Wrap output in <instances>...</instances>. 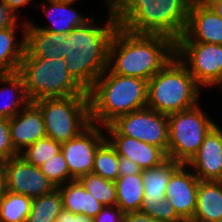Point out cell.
Here are the masks:
<instances>
[{"mask_svg": "<svg viewBox=\"0 0 222 222\" xmlns=\"http://www.w3.org/2000/svg\"><path fill=\"white\" fill-rule=\"evenodd\" d=\"M175 56V42L162 35L136 34L118 27L109 45L108 69L149 81Z\"/></svg>", "mask_w": 222, "mask_h": 222, "instance_id": "6da1fadb", "label": "cell"}, {"mask_svg": "<svg viewBox=\"0 0 222 222\" xmlns=\"http://www.w3.org/2000/svg\"><path fill=\"white\" fill-rule=\"evenodd\" d=\"M104 27L94 18L85 25L73 28L64 40L62 56L69 74L88 91L108 68L109 45L118 26L116 16L108 14Z\"/></svg>", "mask_w": 222, "mask_h": 222, "instance_id": "7a4b0ae2", "label": "cell"}, {"mask_svg": "<svg viewBox=\"0 0 222 222\" xmlns=\"http://www.w3.org/2000/svg\"><path fill=\"white\" fill-rule=\"evenodd\" d=\"M87 92L90 121L104 127L121 115L147 107L148 81L107 68Z\"/></svg>", "mask_w": 222, "mask_h": 222, "instance_id": "3957f363", "label": "cell"}, {"mask_svg": "<svg viewBox=\"0 0 222 222\" xmlns=\"http://www.w3.org/2000/svg\"><path fill=\"white\" fill-rule=\"evenodd\" d=\"M188 12L183 0H132L116 18L128 32L162 35L176 42L185 31Z\"/></svg>", "mask_w": 222, "mask_h": 222, "instance_id": "277c9868", "label": "cell"}, {"mask_svg": "<svg viewBox=\"0 0 222 222\" xmlns=\"http://www.w3.org/2000/svg\"><path fill=\"white\" fill-rule=\"evenodd\" d=\"M202 88L175 55L148 81L147 107L169 115L198 104Z\"/></svg>", "mask_w": 222, "mask_h": 222, "instance_id": "5b68a950", "label": "cell"}, {"mask_svg": "<svg viewBox=\"0 0 222 222\" xmlns=\"http://www.w3.org/2000/svg\"><path fill=\"white\" fill-rule=\"evenodd\" d=\"M30 102L46 98L88 95L69 74L63 56L30 58L25 52L17 72Z\"/></svg>", "mask_w": 222, "mask_h": 222, "instance_id": "8992f818", "label": "cell"}, {"mask_svg": "<svg viewBox=\"0 0 222 222\" xmlns=\"http://www.w3.org/2000/svg\"><path fill=\"white\" fill-rule=\"evenodd\" d=\"M33 103L42 113L47 137L61 144L77 137L91 124L88 95L46 98Z\"/></svg>", "mask_w": 222, "mask_h": 222, "instance_id": "52a82bcc", "label": "cell"}, {"mask_svg": "<svg viewBox=\"0 0 222 222\" xmlns=\"http://www.w3.org/2000/svg\"><path fill=\"white\" fill-rule=\"evenodd\" d=\"M199 106L197 104L190 109L167 115L168 159L187 165L198 152L206 135L216 125Z\"/></svg>", "mask_w": 222, "mask_h": 222, "instance_id": "ba28073f", "label": "cell"}, {"mask_svg": "<svg viewBox=\"0 0 222 222\" xmlns=\"http://www.w3.org/2000/svg\"><path fill=\"white\" fill-rule=\"evenodd\" d=\"M102 128L108 135H125L168 152V117L148 107L121 115Z\"/></svg>", "mask_w": 222, "mask_h": 222, "instance_id": "9c48e42d", "label": "cell"}, {"mask_svg": "<svg viewBox=\"0 0 222 222\" xmlns=\"http://www.w3.org/2000/svg\"><path fill=\"white\" fill-rule=\"evenodd\" d=\"M175 55L201 87L222 84V45L175 42Z\"/></svg>", "mask_w": 222, "mask_h": 222, "instance_id": "30bf717a", "label": "cell"}, {"mask_svg": "<svg viewBox=\"0 0 222 222\" xmlns=\"http://www.w3.org/2000/svg\"><path fill=\"white\" fill-rule=\"evenodd\" d=\"M100 125L90 124L77 137L61 144V151L66 159L70 175L74 179L89 174L98 147L106 140Z\"/></svg>", "mask_w": 222, "mask_h": 222, "instance_id": "8fae6325", "label": "cell"}, {"mask_svg": "<svg viewBox=\"0 0 222 222\" xmlns=\"http://www.w3.org/2000/svg\"><path fill=\"white\" fill-rule=\"evenodd\" d=\"M6 182L7 191L32 199L57 189L40 168L27 163L19 155L6 161Z\"/></svg>", "mask_w": 222, "mask_h": 222, "instance_id": "7c38bea8", "label": "cell"}, {"mask_svg": "<svg viewBox=\"0 0 222 222\" xmlns=\"http://www.w3.org/2000/svg\"><path fill=\"white\" fill-rule=\"evenodd\" d=\"M199 181L185 164H182L169 179L165 199L171 203L184 222H191L193 219Z\"/></svg>", "mask_w": 222, "mask_h": 222, "instance_id": "4fadbf2b", "label": "cell"}, {"mask_svg": "<svg viewBox=\"0 0 222 222\" xmlns=\"http://www.w3.org/2000/svg\"><path fill=\"white\" fill-rule=\"evenodd\" d=\"M176 42H200L222 45V19L204 5L189 7L183 35Z\"/></svg>", "mask_w": 222, "mask_h": 222, "instance_id": "5bb4252c", "label": "cell"}, {"mask_svg": "<svg viewBox=\"0 0 222 222\" xmlns=\"http://www.w3.org/2000/svg\"><path fill=\"white\" fill-rule=\"evenodd\" d=\"M199 180L222 181V128L216 124L187 164Z\"/></svg>", "mask_w": 222, "mask_h": 222, "instance_id": "9a60e30c", "label": "cell"}, {"mask_svg": "<svg viewBox=\"0 0 222 222\" xmlns=\"http://www.w3.org/2000/svg\"><path fill=\"white\" fill-rule=\"evenodd\" d=\"M9 127L13 148L18 153L47 137L42 113L33 102L9 119Z\"/></svg>", "mask_w": 222, "mask_h": 222, "instance_id": "2e32d148", "label": "cell"}, {"mask_svg": "<svg viewBox=\"0 0 222 222\" xmlns=\"http://www.w3.org/2000/svg\"><path fill=\"white\" fill-rule=\"evenodd\" d=\"M181 165L172 159H167L157 167L142 170L144 194L141 212L157 220L158 203L165 198L169 179Z\"/></svg>", "mask_w": 222, "mask_h": 222, "instance_id": "e0dca14e", "label": "cell"}, {"mask_svg": "<svg viewBox=\"0 0 222 222\" xmlns=\"http://www.w3.org/2000/svg\"><path fill=\"white\" fill-rule=\"evenodd\" d=\"M106 139L119 156L134 161L141 170L157 167L165 162L167 154L159 147L125 135H109Z\"/></svg>", "mask_w": 222, "mask_h": 222, "instance_id": "ac0fdd59", "label": "cell"}, {"mask_svg": "<svg viewBox=\"0 0 222 222\" xmlns=\"http://www.w3.org/2000/svg\"><path fill=\"white\" fill-rule=\"evenodd\" d=\"M27 21L24 29V52L30 58H53L62 56L64 40L68 33H55L32 27Z\"/></svg>", "mask_w": 222, "mask_h": 222, "instance_id": "d6986e66", "label": "cell"}, {"mask_svg": "<svg viewBox=\"0 0 222 222\" xmlns=\"http://www.w3.org/2000/svg\"><path fill=\"white\" fill-rule=\"evenodd\" d=\"M191 222H222V181L200 180Z\"/></svg>", "mask_w": 222, "mask_h": 222, "instance_id": "ffe728a7", "label": "cell"}, {"mask_svg": "<svg viewBox=\"0 0 222 222\" xmlns=\"http://www.w3.org/2000/svg\"><path fill=\"white\" fill-rule=\"evenodd\" d=\"M45 1H47L48 4L46 5L44 2L42 7L44 9L43 12L47 14V17L50 19L49 25L47 27H41L29 22L34 28L63 34L69 33L73 28L85 25L92 19V17L86 18L81 15L79 11H75V8L71 7V5H73L71 2Z\"/></svg>", "mask_w": 222, "mask_h": 222, "instance_id": "44dd1931", "label": "cell"}, {"mask_svg": "<svg viewBox=\"0 0 222 222\" xmlns=\"http://www.w3.org/2000/svg\"><path fill=\"white\" fill-rule=\"evenodd\" d=\"M17 22L18 19L0 30V76L17 73L24 55V29L27 21L20 25L23 35L22 40L18 42L15 40Z\"/></svg>", "mask_w": 222, "mask_h": 222, "instance_id": "7402d4cb", "label": "cell"}, {"mask_svg": "<svg viewBox=\"0 0 222 222\" xmlns=\"http://www.w3.org/2000/svg\"><path fill=\"white\" fill-rule=\"evenodd\" d=\"M61 197L63 209L71 213H80L90 217H95L103 208V204L77 180H73L58 187Z\"/></svg>", "mask_w": 222, "mask_h": 222, "instance_id": "603a6c76", "label": "cell"}, {"mask_svg": "<svg viewBox=\"0 0 222 222\" xmlns=\"http://www.w3.org/2000/svg\"><path fill=\"white\" fill-rule=\"evenodd\" d=\"M0 83H4L7 86L10 85L8 88H0V97H3L4 95L3 99H5L7 96V103L3 102L5 104H2L0 102V118L10 119L25 108L30 101L25 91L23 78L18 73L0 76ZM8 96L9 99L11 98V100H8Z\"/></svg>", "mask_w": 222, "mask_h": 222, "instance_id": "cb8c5ba5", "label": "cell"}, {"mask_svg": "<svg viewBox=\"0 0 222 222\" xmlns=\"http://www.w3.org/2000/svg\"><path fill=\"white\" fill-rule=\"evenodd\" d=\"M114 182L117 194L116 205L124 213L140 211L144 194L142 172L120 176Z\"/></svg>", "mask_w": 222, "mask_h": 222, "instance_id": "d4e9b609", "label": "cell"}, {"mask_svg": "<svg viewBox=\"0 0 222 222\" xmlns=\"http://www.w3.org/2000/svg\"><path fill=\"white\" fill-rule=\"evenodd\" d=\"M62 210V197L57 188L49 194L33 198L26 222H55Z\"/></svg>", "mask_w": 222, "mask_h": 222, "instance_id": "484cf974", "label": "cell"}, {"mask_svg": "<svg viewBox=\"0 0 222 222\" xmlns=\"http://www.w3.org/2000/svg\"><path fill=\"white\" fill-rule=\"evenodd\" d=\"M32 198L6 191L0 199V222H26Z\"/></svg>", "mask_w": 222, "mask_h": 222, "instance_id": "4316f807", "label": "cell"}, {"mask_svg": "<svg viewBox=\"0 0 222 222\" xmlns=\"http://www.w3.org/2000/svg\"><path fill=\"white\" fill-rule=\"evenodd\" d=\"M86 191L91 193L104 206L117 204L116 185L114 181L104 179L100 175L89 173L77 179Z\"/></svg>", "mask_w": 222, "mask_h": 222, "instance_id": "83f0119b", "label": "cell"}, {"mask_svg": "<svg viewBox=\"0 0 222 222\" xmlns=\"http://www.w3.org/2000/svg\"><path fill=\"white\" fill-rule=\"evenodd\" d=\"M119 155L106 139L97 149L92 173L115 181L119 177Z\"/></svg>", "mask_w": 222, "mask_h": 222, "instance_id": "f1b7e54d", "label": "cell"}, {"mask_svg": "<svg viewBox=\"0 0 222 222\" xmlns=\"http://www.w3.org/2000/svg\"><path fill=\"white\" fill-rule=\"evenodd\" d=\"M61 151V143L45 137L37 140L32 145L27 146L19 153L27 163L33 164L40 168L45 161L56 155Z\"/></svg>", "mask_w": 222, "mask_h": 222, "instance_id": "f546056e", "label": "cell"}, {"mask_svg": "<svg viewBox=\"0 0 222 222\" xmlns=\"http://www.w3.org/2000/svg\"><path fill=\"white\" fill-rule=\"evenodd\" d=\"M40 169L56 188L75 180L69 173L67 162L62 151L45 161Z\"/></svg>", "mask_w": 222, "mask_h": 222, "instance_id": "4dcf8cb0", "label": "cell"}, {"mask_svg": "<svg viewBox=\"0 0 222 222\" xmlns=\"http://www.w3.org/2000/svg\"><path fill=\"white\" fill-rule=\"evenodd\" d=\"M18 155L11 142L9 119L0 118V161L6 162Z\"/></svg>", "mask_w": 222, "mask_h": 222, "instance_id": "1f68e13d", "label": "cell"}, {"mask_svg": "<svg viewBox=\"0 0 222 222\" xmlns=\"http://www.w3.org/2000/svg\"><path fill=\"white\" fill-rule=\"evenodd\" d=\"M125 213L117 206H103L94 222H124Z\"/></svg>", "mask_w": 222, "mask_h": 222, "instance_id": "d6a6232c", "label": "cell"}, {"mask_svg": "<svg viewBox=\"0 0 222 222\" xmlns=\"http://www.w3.org/2000/svg\"><path fill=\"white\" fill-rule=\"evenodd\" d=\"M157 220L162 222H184L177 215L171 203L165 198L158 203Z\"/></svg>", "mask_w": 222, "mask_h": 222, "instance_id": "836d02e7", "label": "cell"}, {"mask_svg": "<svg viewBox=\"0 0 222 222\" xmlns=\"http://www.w3.org/2000/svg\"><path fill=\"white\" fill-rule=\"evenodd\" d=\"M119 177L142 172L141 168L129 158L119 156Z\"/></svg>", "mask_w": 222, "mask_h": 222, "instance_id": "e575fe53", "label": "cell"}, {"mask_svg": "<svg viewBox=\"0 0 222 222\" xmlns=\"http://www.w3.org/2000/svg\"><path fill=\"white\" fill-rule=\"evenodd\" d=\"M55 222H94V218L80 213L74 214L63 209Z\"/></svg>", "mask_w": 222, "mask_h": 222, "instance_id": "d590c367", "label": "cell"}, {"mask_svg": "<svg viewBox=\"0 0 222 222\" xmlns=\"http://www.w3.org/2000/svg\"><path fill=\"white\" fill-rule=\"evenodd\" d=\"M30 2L33 3L32 0H0V3L3 4L16 19H19L17 10L25 7Z\"/></svg>", "mask_w": 222, "mask_h": 222, "instance_id": "8d00e7d4", "label": "cell"}, {"mask_svg": "<svg viewBox=\"0 0 222 222\" xmlns=\"http://www.w3.org/2000/svg\"><path fill=\"white\" fill-rule=\"evenodd\" d=\"M124 222H162L141 211L125 213Z\"/></svg>", "mask_w": 222, "mask_h": 222, "instance_id": "74e56055", "label": "cell"}, {"mask_svg": "<svg viewBox=\"0 0 222 222\" xmlns=\"http://www.w3.org/2000/svg\"><path fill=\"white\" fill-rule=\"evenodd\" d=\"M132 0H106L108 14L118 16Z\"/></svg>", "mask_w": 222, "mask_h": 222, "instance_id": "f35d334b", "label": "cell"}, {"mask_svg": "<svg viewBox=\"0 0 222 222\" xmlns=\"http://www.w3.org/2000/svg\"><path fill=\"white\" fill-rule=\"evenodd\" d=\"M16 18L0 3V30L10 26Z\"/></svg>", "mask_w": 222, "mask_h": 222, "instance_id": "ab89813d", "label": "cell"}, {"mask_svg": "<svg viewBox=\"0 0 222 222\" xmlns=\"http://www.w3.org/2000/svg\"><path fill=\"white\" fill-rule=\"evenodd\" d=\"M7 191L6 162L0 161V199Z\"/></svg>", "mask_w": 222, "mask_h": 222, "instance_id": "60d3db41", "label": "cell"}, {"mask_svg": "<svg viewBox=\"0 0 222 222\" xmlns=\"http://www.w3.org/2000/svg\"><path fill=\"white\" fill-rule=\"evenodd\" d=\"M210 8L222 19V1L214 2Z\"/></svg>", "mask_w": 222, "mask_h": 222, "instance_id": "b9f144b4", "label": "cell"}, {"mask_svg": "<svg viewBox=\"0 0 222 222\" xmlns=\"http://www.w3.org/2000/svg\"><path fill=\"white\" fill-rule=\"evenodd\" d=\"M188 7L194 6V5H202L203 0H183Z\"/></svg>", "mask_w": 222, "mask_h": 222, "instance_id": "7bdbcfd3", "label": "cell"}, {"mask_svg": "<svg viewBox=\"0 0 222 222\" xmlns=\"http://www.w3.org/2000/svg\"><path fill=\"white\" fill-rule=\"evenodd\" d=\"M219 1H222V0H203L202 5L206 7H210L214 2H219Z\"/></svg>", "mask_w": 222, "mask_h": 222, "instance_id": "ee69618b", "label": "cell"}, {"mask_svg": "<svg viewBox=\"0 0 222 222\" xmlns=\"http://www.w3.org/2000/svg\"><path fill=\"white\" fill-rule=\"evenodd\" d=\"M52 1H57V2H71V3H74L75 1L77 2L78 0H52Z\"/></svg>", "mask_w": 222, "mask_h": 222, "instance_id": "f6af8a7d", "label": "cell"}]
</instances>
